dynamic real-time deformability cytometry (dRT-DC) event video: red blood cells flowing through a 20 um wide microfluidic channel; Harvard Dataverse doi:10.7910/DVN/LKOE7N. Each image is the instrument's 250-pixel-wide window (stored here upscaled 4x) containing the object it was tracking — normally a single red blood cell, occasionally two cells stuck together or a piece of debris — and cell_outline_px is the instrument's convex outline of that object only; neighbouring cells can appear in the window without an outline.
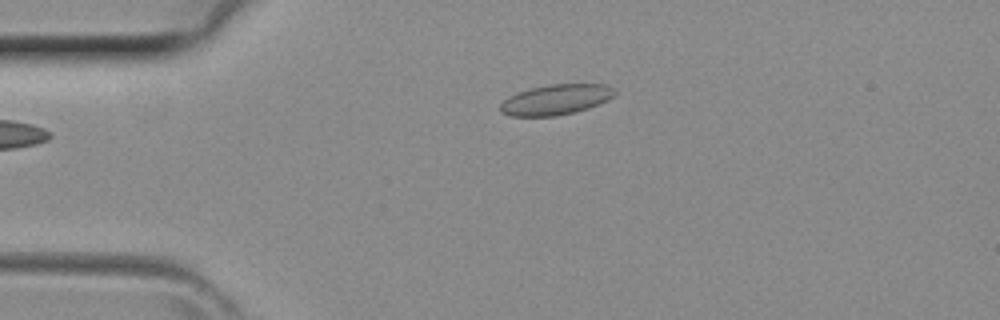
{"species": "common noctule bat (a hibernating species)", "species_latin": "Nyctalus noctula", "temperature_condition": "room temperature", "stored_images_in_passage": 34, "camera_frame_rate_fps": 3000, "um_per_image_px": 0.085, "animal": {"sex": "female", "body_mass_g": 29.2, "forearm_length_mm": 56.3}, "frame": {"image": 1, "passage_image": 1, "time_ms": 0.0, "image_size_px": [1000, 320], "cell_outline_px": [[616, 92], [608, 100], [588, 108], [576, 112], [556, 116], [508, 116], [500, 112], [500, 104], [508, 96], [516, 92], [548, 84], [608, 84]], "centroid_in_image_um": [47.22, 8.47], "position_along_channel_um": 37.8, "area_um2": 20.35}}
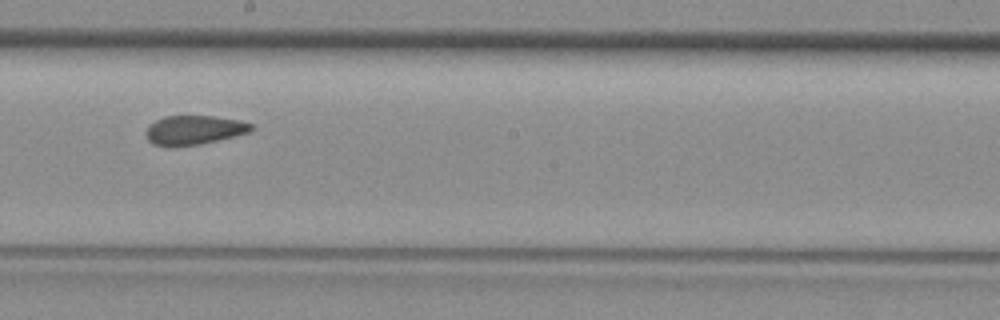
{"frame": {"image": 2, "passage_image": 15, "time_ms": 4.667, "image_size_px": [1000, 320], "cell_outline_px": [[256, 128], [252, 132], [200, 144], [168, 148], [152, 144], [148, 140], [144, 132], [148, 124], [164, 116], [216, 116], [240, 120], [252, 124]], "centroid_in_image_um": [16.48, 11.06], "position_along_channel_um": 231.7, "area_um2": 18.44}}
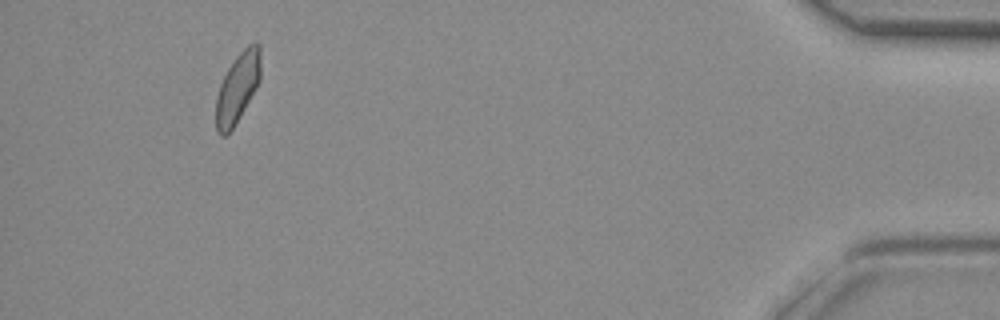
{"frame": {"image": 3, "passage_image": 31, "time_ms": 10.0, "image_size_px": [1000, 320], "cell_outline_px": [[260, 80], [256, 88], [232, 128], [224, 136], [220, 136], [216, 132], [216, 96], [220, 84], [228, 68], [236, 56], [248, 44], [256, 40], [260, 44]], "centroid_in_image_um": [20.19, 7.42], "position_along_channel_um": 415.0, "area_um2": 18.03}}